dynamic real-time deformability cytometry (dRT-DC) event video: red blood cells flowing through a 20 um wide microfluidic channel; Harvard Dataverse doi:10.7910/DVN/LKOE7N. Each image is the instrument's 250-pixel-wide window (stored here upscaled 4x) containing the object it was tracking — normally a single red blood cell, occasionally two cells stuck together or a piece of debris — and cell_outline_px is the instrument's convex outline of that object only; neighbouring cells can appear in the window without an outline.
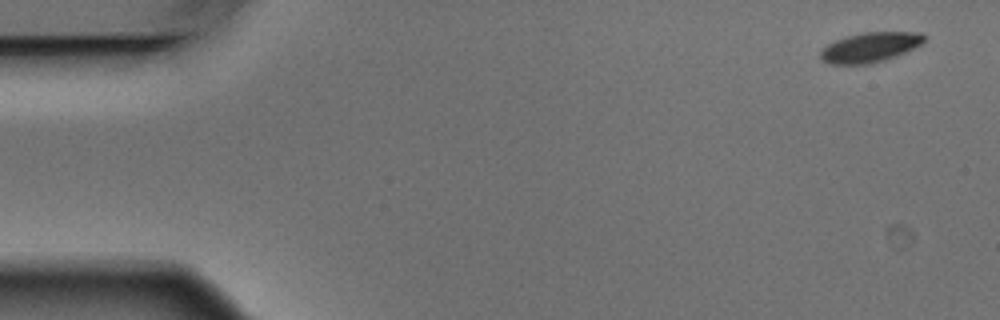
{"species": "Egyptian fruit bat (a non-hibernating species)", "species_latin": "Rousettus aegyptiacus", "temperature_condition": "warm", "stored_images_in_passage": 5, "camera_frame_rate_fps": 3000, "um_per_image_px": 0.085, "animal": {"sex": "male"}, "frame": {"image": 1, "passage_image": 1, "time_ms": 0.0, "image_size_px": [1000, 320], "cell_outline_px": [[928, 36], [920, 44], [896, 56], [872, 64], [828, 64], [820, 60], [820, 52], [828, 44], [836, 40], [848, 36], [864, 32], [920, 32]], "centroid_in_image_um": [73.94, 4.02], "position_along_channel_um": 11.1, "area_um2": 17.98}}
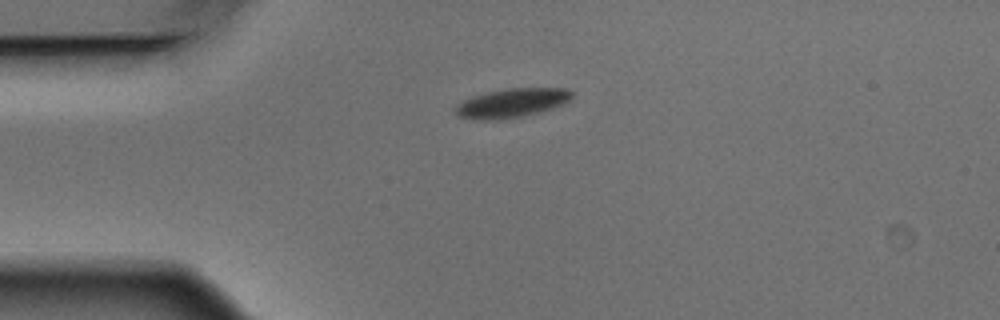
{"frame": {"image": 2, "passage_image": 4, "time_ms": 1.0, "image_size_px": [1000, 320], "cell_outline_px": [[572, 96], [568, 100], [560, 104], [536, 112], [520, 116], [500, 120], [480, 120], [460, 116], [456, 112], [456, 104], [472, 96], [488, 92], [508, 88], [568, 88], [572, 92]], "centroid_in_image_um": [43.46, 8.74], "position_along_channel_um": 41.5, "area_um2": 19.19}}